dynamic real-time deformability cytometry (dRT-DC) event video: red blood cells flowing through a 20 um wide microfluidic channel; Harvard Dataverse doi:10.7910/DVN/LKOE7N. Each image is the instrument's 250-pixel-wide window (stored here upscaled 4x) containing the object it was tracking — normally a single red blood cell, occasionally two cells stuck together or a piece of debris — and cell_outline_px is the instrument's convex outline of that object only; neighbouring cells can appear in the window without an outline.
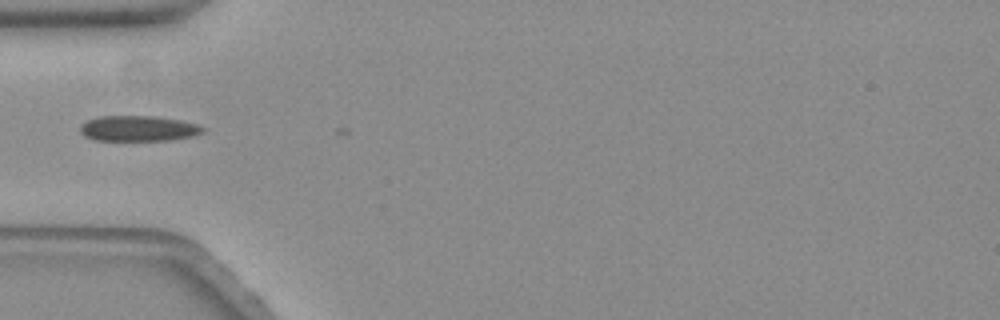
{"species": "common noctule bat (a hibernating species)", "species_latin": "Nyctalus noctula", "temperature_condition": "warm", "stored_images_in_passage": 4, "camera_frame_rate_fps": 3000, "um_per_image_px": 0.085, "animal": {"sex": "female", "body_mass_g": 19.3, "forearm_length_mm": 54.1}, "frame": {"image": 1, "passage_image": 1, "time_ms": 0.0, "image_size_px": [1000, 320], "cell_outline_px": [[204, 132], [192, 136], [172, 140], [92, 140], [84, 136], [80, 132], [80, 124], [88, 120], [100, 116], [152, 116], [180, 120], [196, 124], [204, 128]], "centroid_in_image_um": [11.72, 10.92], "position_along_channel_um": 73.3, "area_um2": 18.21}}